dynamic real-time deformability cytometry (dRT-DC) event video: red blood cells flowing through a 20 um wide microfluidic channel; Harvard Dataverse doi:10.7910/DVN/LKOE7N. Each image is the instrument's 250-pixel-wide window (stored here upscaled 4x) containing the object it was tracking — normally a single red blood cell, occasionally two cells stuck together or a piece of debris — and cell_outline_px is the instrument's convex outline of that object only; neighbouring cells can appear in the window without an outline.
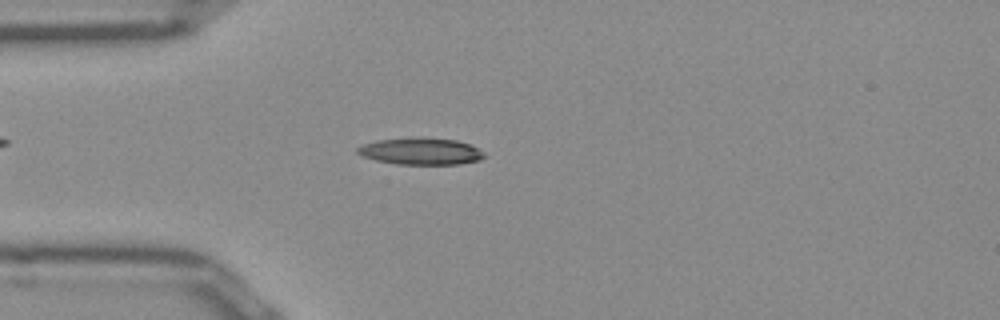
{"species": "Egyptian fruit bat (a non-hibernating species)", "species_latin": "Rousettus aegyptiacus", "temperature_condition": "room temperature", "stored_images_in_passage": 50, "camera_frame_rate_fps": 3000, "um_per_image_px": 0.085, "frame": {"image": 1, "passage_image": 12, "time_ms": 3.667, "image_size_px": [1000, 320], "cell_outline_px": [[484, 156], [480, 160], [460, 164], [396, 164], [376, 160], [364, 156], [356, 152], [356, 148], [364, 144], [376, 140], [456, 140], [468, 144], [484, 152]], "centroid_in_image_um": [35.77, 12.91], "position_along_channel_um": 49.2, "area_um2": 18.73}}
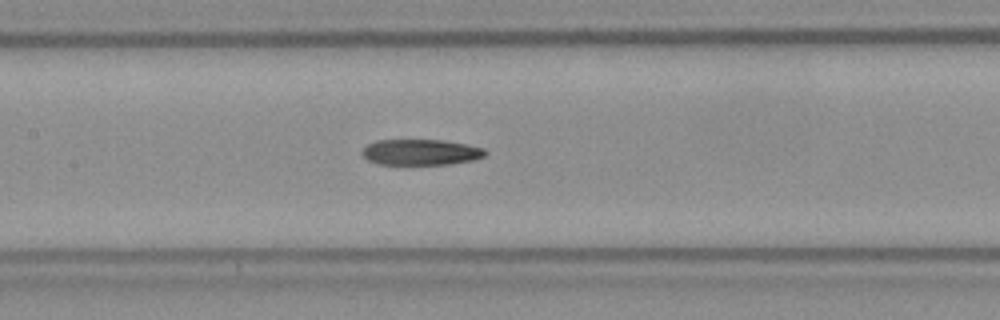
{"frame": {"image": 2, "passage_image": 22, "time_ms": 7.0, "image_size_px": [1000, 320], "cell_outline_px": [[488, 152], [484, 156], [472, 160], [448, 164], [380, 164], [368, 160], [360, 152], [368, 144], [376, 140], [444, 140], [484, 148]], "centroid_in_image_um": [35.76, 12.93], "position_along_channel_um": 171.6, "area_um2": 18.38}}
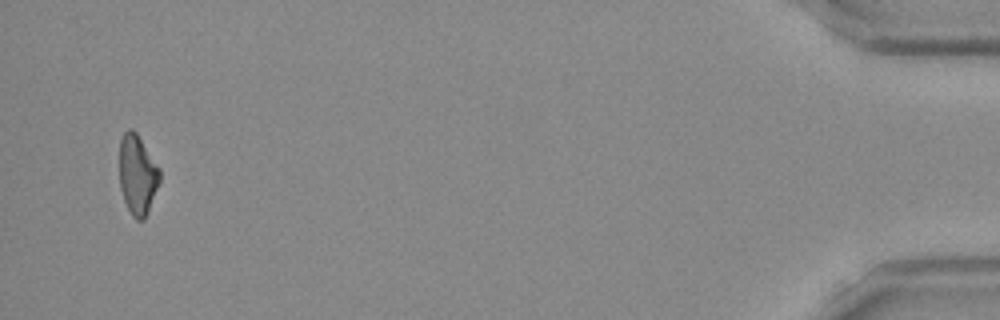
{"frame": {"image": 3, "passage_image": 48, "time_ms": 15.667, "image_size_px": [1000, 320], "cell_outline_px": [[160, 180], [144, 220], [136, 220], [132, 216], [124, 200], [120, 188], [120, 140], [124, 132], [128, 128], [132, 128], [136, 132], [160, 168]], "centroid_in_image_um": [11.68, 14.83], "position_along_channel_um": 423.5, "area_um2": 18.61}}